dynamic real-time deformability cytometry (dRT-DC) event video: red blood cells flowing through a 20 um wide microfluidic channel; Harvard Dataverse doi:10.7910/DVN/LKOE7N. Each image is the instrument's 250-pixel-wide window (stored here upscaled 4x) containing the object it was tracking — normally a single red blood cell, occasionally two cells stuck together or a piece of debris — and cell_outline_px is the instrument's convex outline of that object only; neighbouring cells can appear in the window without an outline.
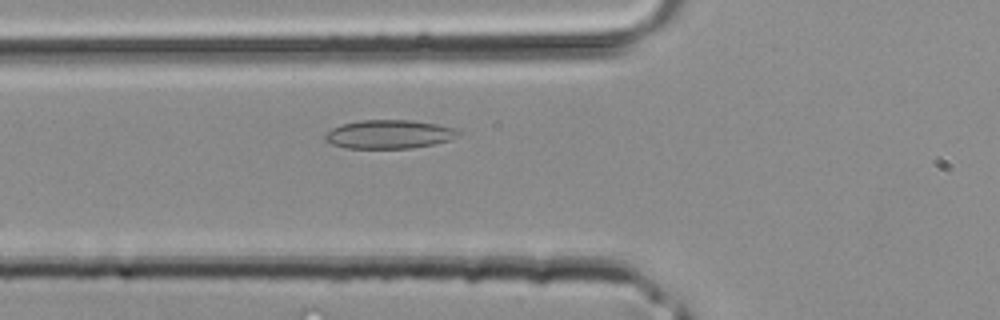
{"species": "common noctule bat (a hibernating species)", "species_latin": "Nyctalus noctula", "temperature_condition": "room temperature", "stored_images_in_passage": 35, "camera_frame_rate_fps": 3000, "um_per_image_px": 0.085, "animal": {"sex": "male", "body_mass_g": 20.4}, "frame": {"image": 1, "passage_image": 10, "time_ms": 3.0, "image_size_px": [1000, 320], "cell_outline_px": [[460, 136], [436, 144], [412, 148], [344, 148], [332, 144], [324, 140], [324, 136], [332, 128], [340, 124], [360, 120], [412, 120], [436, 124], [452, 128], [460, 132]], "centroid_in_image_um": [33.05, 11.41], "position_along_channel_um": 92.7, "area_um2": 22.31}}
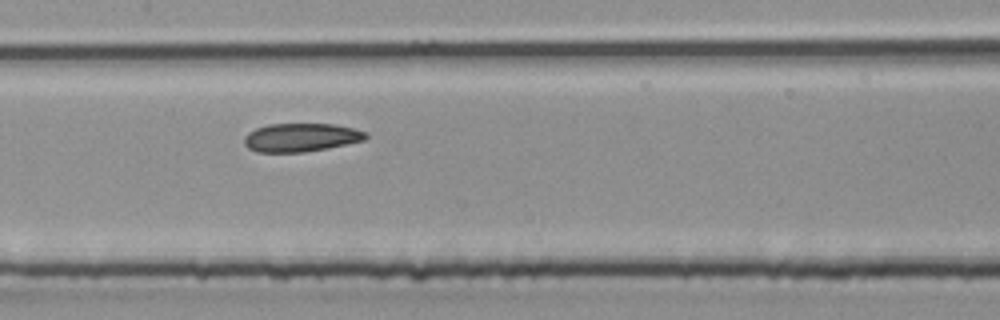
{"frame": {"image": 2, "passage_image": 15, "time_ms": 4.667, "image_size_px": [1000, 320], "cell_outline_px": [[368, 136], [364, 140], [328, 148], [304, 152], [256, 152], [248, 148], [244, 144], [244, 136], [248, 132], [256, 128], [268, 124], [332, 124], [352, 128], [364, 132]], "centroid_in_image_um": [25.53, 11.69], "position_along_channel_um": 181.9, "area_um2": 20.06}}
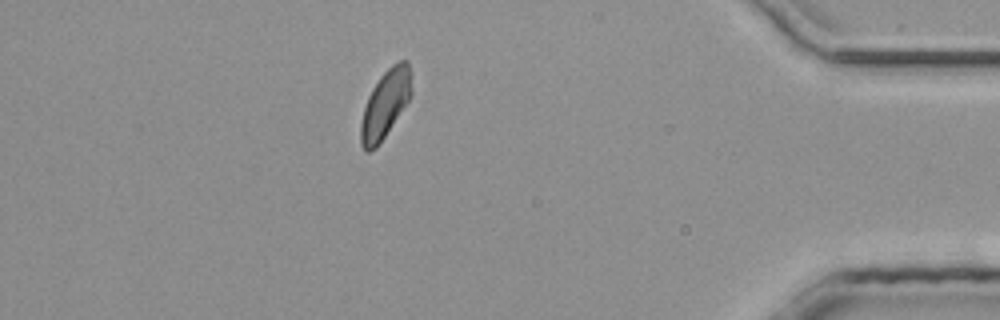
{"frame": {"image": 3, "passage_image": 30, "time_ms": 9.667, "image_size_px": [1000, 320], "cell_outline_px": [[412, 96], [376, 148], [368, 152], [364, 152], [360, 144], [360, 124], [364, 108], [368, 96], [372, 88], [380, 76], [392, 64], [400, 60], [408, 60], [412, 88]], "centroid_in_image_um": [32.74, 8.85], "position_along_channel_um": 402.5, "area_um2": 20.11}}